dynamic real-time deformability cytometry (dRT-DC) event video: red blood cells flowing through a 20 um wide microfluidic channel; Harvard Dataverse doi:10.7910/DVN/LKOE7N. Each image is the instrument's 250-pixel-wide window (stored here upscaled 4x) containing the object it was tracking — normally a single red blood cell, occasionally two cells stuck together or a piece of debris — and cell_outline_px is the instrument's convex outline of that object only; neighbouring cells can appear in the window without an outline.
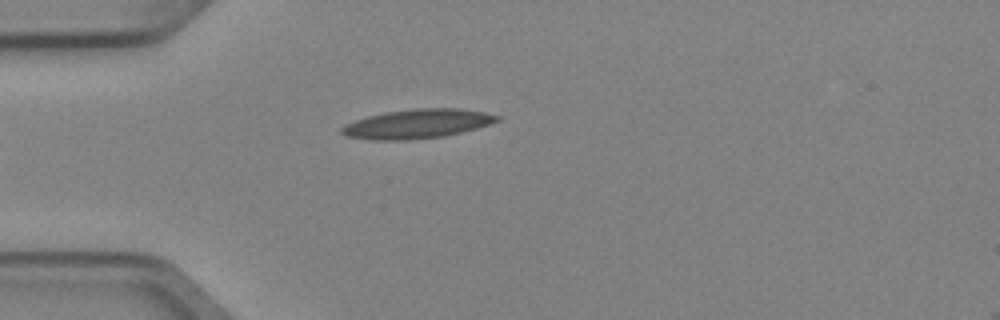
{"species": "Egyptian fruit bat (a non-hibernating species)", "species_latin": "Rousettus aegyptiacus", "temperature_condition": "cold", "stored_images_in_passage": 5, "camera_frame_rate_fps": 3000, "um_per_image_px": 0.085, "animal": {"sex": "female"}, "frame": {"image": 1, "passage_image": 4, "time_ms": 1.0, "image_size_px": [1000, 320], "cell_outline_px": [[500, 120], [476, 128], [444, 136], [408, 140], [372, 140], [344, 136], [340, 132], [340, 128], [344, 124], [368, 116], [384, 112], [416, 108], [460, 108], [484, 112], [500, 116]], "centroid_in_image_um": [35.42, 10.52], "position_along_channel_um": 49.6, "area_um2": 26.47}}